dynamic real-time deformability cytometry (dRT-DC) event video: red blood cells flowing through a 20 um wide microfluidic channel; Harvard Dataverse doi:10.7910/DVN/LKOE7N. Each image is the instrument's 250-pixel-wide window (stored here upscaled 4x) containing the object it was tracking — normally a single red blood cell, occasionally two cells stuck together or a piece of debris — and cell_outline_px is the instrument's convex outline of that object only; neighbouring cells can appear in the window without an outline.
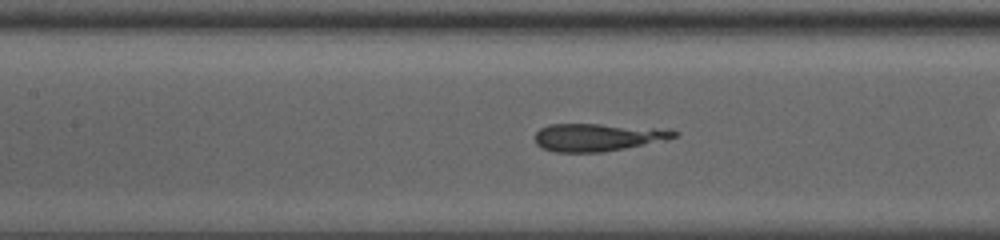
{"species": "common noctule bat (a hibernating species)", "species_latin": "Nyctalus noctula", "temperature_condition": "room temperature", "stored_images_in_passage": 33, "camera_frame_rate_fps": 3000, "um_per_image_px": 0.085, "animal": {"sex": "male", "body_mass_g": 13.0, "forearm_length_mm": 53.1}, "frame": {"image": 1, "passage_image": 6, "time_ms": 1.667, "image_size_px": [1000, 240], "cell_outline_px": [[680, 132], [676, 136], [664, 140], [624, 148], [600, 152], [556, 152], [544, 148], [536, 144], [536, 132], [540, 128], [548, 124], [600, 124], [672, 128]], "centroid_in_image_um": [50.86, 11.64], "position_along_channel_um": 156.5, "area_um2": 22.54}}
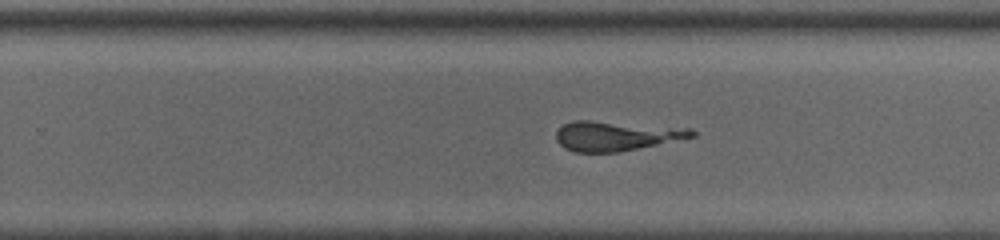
{"frame": {"image": 2, "passage_image": 15, "time_ms": 4.667, "image_size_px": [1000, 240], "cell_outline_px": [[696, 136], [620, 152], [572, 152], [564, 148], [556, 140], [556, 132], [564, 124], [572, 120], [588, 120], [692, 128], [696, 132]], "centroid_in_image_um": [52.36, 11.55], "position_along_channel_um": 277.4, "area_um2": 23.52}}